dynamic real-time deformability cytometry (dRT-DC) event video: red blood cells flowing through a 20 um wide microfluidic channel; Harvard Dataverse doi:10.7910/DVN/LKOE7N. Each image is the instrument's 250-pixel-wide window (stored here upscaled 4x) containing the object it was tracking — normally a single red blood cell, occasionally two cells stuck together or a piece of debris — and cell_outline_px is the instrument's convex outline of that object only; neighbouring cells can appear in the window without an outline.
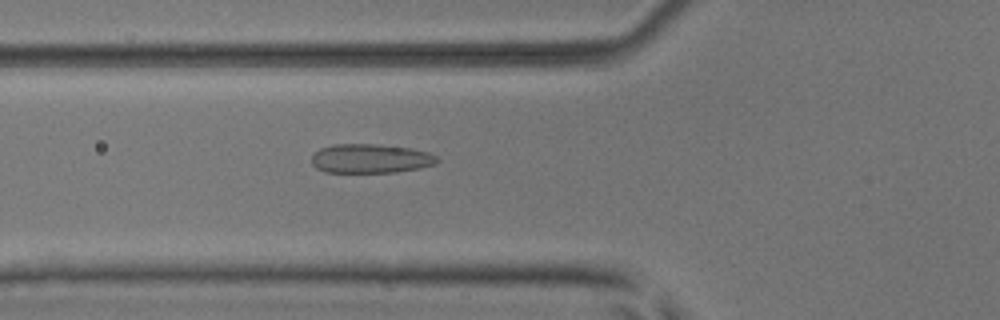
{"species": "common noctule bat (a hibernating species)", "species_latin": "Nyctalus noctula", "temperature_condition": "room temperature", "stored_images_in_passage": 51, "camera_frame_rate_fps": 3000, "um_per_image_px": 0.085, "animal": {"sex": "male", "body_mass_g": 17.9, "forearm_length_mm": 54.2}, "frame": {"image": 1, "passage_image": 19, "time_ms": 6.0, "image_size_px": [1000, 320], "cell_outline_px": [[440, 160], [436, 164], [420, 168], [396, 172], [324, 172], [316, 168], [312, 164], [312, 156], [320, 148], [332, 144], [376, 144], [412, 148], [428, 152], [436, 156]], "centroid_in_image_um": [31.51, 13.47], "position_along_channel_um": 94.3, "area_um2": 21.44}}
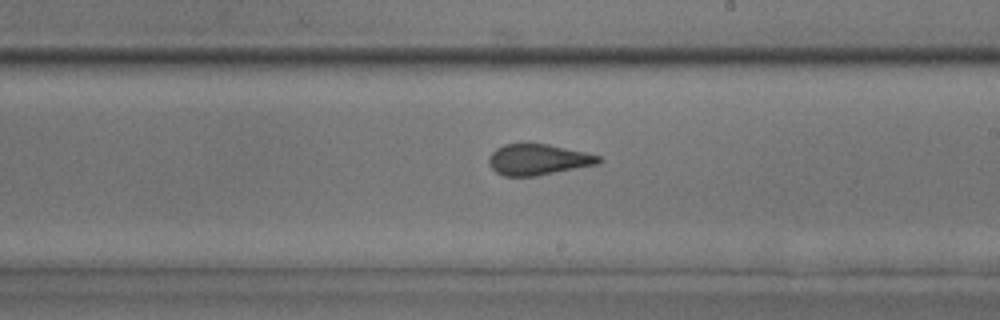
{"frame": {"image": 2, "passage_image": 30, "time_ms": 9.667, "image_size_px": [1000, 320], "cell_outline_px": [[604, 160], [600, 164], [536, 176], [504, 176], [496, 172], [488, 164], [488, 156], [496, 148], [504, 144], [528, 140], [548, 144], [584, 152], [600, 156]], "centroid_in_image_um": [45.72, 13.53], "position_along_channel_um": 243.3, "area_um2": 20.52}}
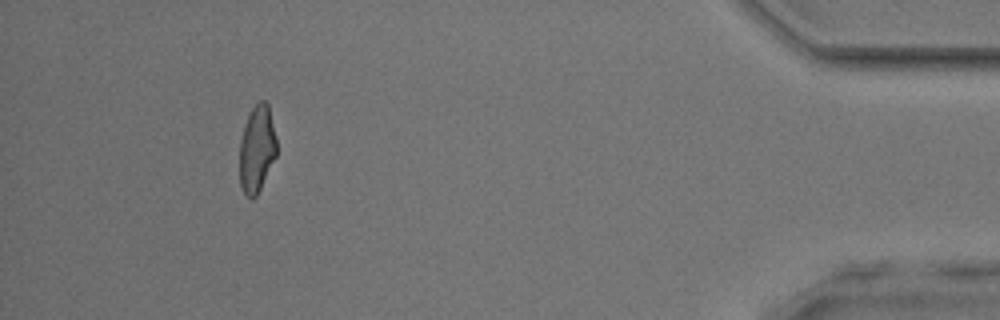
{"frame": {"image": 3, "passage_image": 47, "time_ms": 15.333, "image_size_px": [1000, 320], "cell_outline_px": [[276, 156], [256, 196], [252, 200], [244, 192], [240, 184], [240, 140], [244, 124], [252, 108], [260, 100], [264, 100], [268, 104], [276, 140]], "centroid_in_image_um": [21.82, 12.65], "position_along_channel_um": 413.4, "area_um2": 18.5}, "authors_computed_cell_mechanics": {"area_um2": 20.519, "velocity_mm_per_s": 4.0634, "shape_relaxation_time_tau1_ms": 5.3132, "shape_relaxation_time_tau2_ms": 1.0375, "deformation_change_tau1": 0.1204, "deformation_change_tau2": 0.0847}}